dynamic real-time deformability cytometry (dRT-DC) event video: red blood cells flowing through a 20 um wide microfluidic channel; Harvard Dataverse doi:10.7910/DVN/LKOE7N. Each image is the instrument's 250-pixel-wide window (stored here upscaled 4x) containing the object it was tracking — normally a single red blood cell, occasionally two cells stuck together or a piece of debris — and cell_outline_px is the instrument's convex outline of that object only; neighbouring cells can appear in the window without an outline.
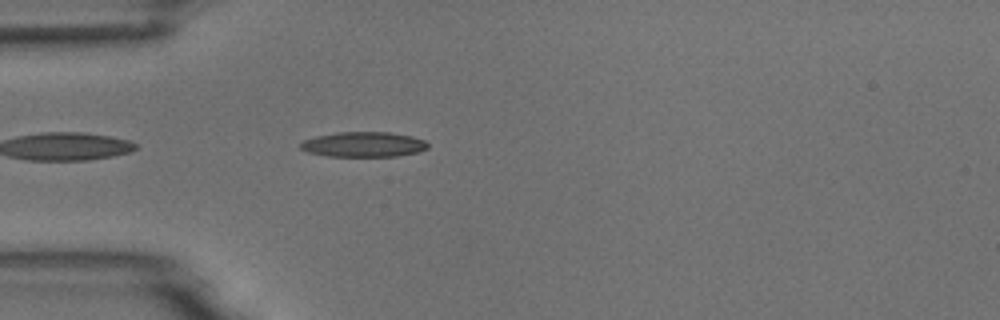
{"species": "common noctule bat (a hibernating species)", "species_latin": "Nyctalus noctula", "temperature_condition": "room temperature", "stored_images_in_passage": 5, "camera_frame_rate_fps": 3000, "um_per_image_px": 0.085, "animal": {"sex": "male", "body_mass_g": 18.8}, "frame": {"image": 1, "passage_image": 5, "time_ms": 4.667, "image_size_px": [1000, 320], "cell_outline_px": [[428, 148], [416, 152], [396, 156], [328, 156], [308, 152], [300, 148], [300, 144], [304, 140], [316, 136], [336, 132], [388, 132], [412, 136], [424, 140], [428, 144]], "centroid_in_image_um": [30.89, 12.27], "position_along_channel_um": 54.1, "area_um2": 18.5}}